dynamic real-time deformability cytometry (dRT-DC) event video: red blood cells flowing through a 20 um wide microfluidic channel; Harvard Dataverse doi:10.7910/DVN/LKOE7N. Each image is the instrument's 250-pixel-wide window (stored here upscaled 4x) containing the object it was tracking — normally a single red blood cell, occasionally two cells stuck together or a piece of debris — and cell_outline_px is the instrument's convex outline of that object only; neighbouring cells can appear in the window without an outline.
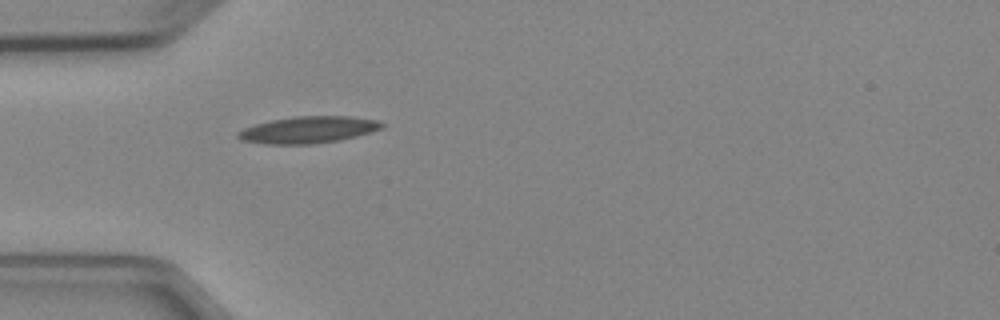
{"species": "Egyptian fruit bat (a non-hibernating species)", "species_latin": "Rousettus aegyptiacus", "temperature_condition": "cold", "stored_images_in_passage": 3, "camera_frame_rate_fps": 3000, "um_per_image_px": 0.085, "animal": {"sex": "female"}, "frame": {"image": 1, "passage_image": 3, "time_ms": 2.333, "image_size_px": [1000, 320], "cell_outline_px": [[384, 128], [372, 132], [340, 140], [312, 144], [264, 144], [240, 140], [236, 136], [236, 132], [244, 128], [256, 124], [272, 120], [296, 116], [352, 116], [376, 120], [384, 124]], "centroid_in_image_um": [26.2, 11.03], "position_along_channel_um": 58.8, "area_um2": 22.54}}